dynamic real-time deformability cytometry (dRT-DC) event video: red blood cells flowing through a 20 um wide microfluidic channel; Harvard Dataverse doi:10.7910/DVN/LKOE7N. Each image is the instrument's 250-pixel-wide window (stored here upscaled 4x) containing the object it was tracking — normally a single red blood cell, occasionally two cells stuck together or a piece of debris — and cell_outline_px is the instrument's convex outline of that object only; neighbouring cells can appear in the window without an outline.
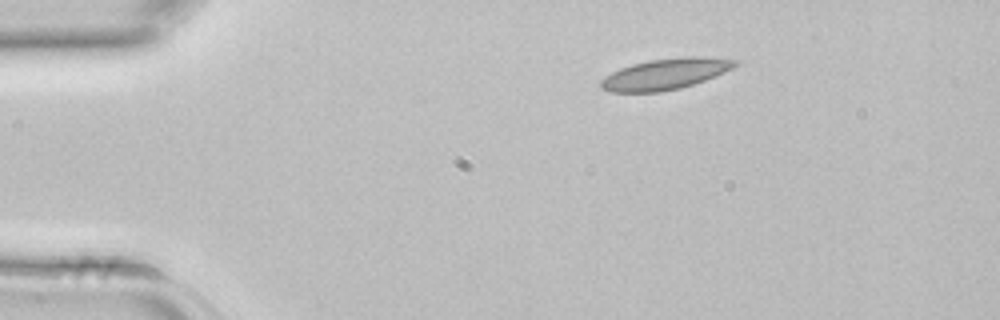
{"species": "common noctule bat (a hibernating species)", "species_latin": "Nyctalus noctula", "temperature_condition": "room temperature", "stored_images_in_passage": 2, "camera_frame_rate_fps": 3000, "um_per_image_px": 0.085, "animal": {"sex": "female", "body_mass_g": 22.7, "forearm_length_mm": 54.2}, "frame": {"image": 1, "passage_image": 1, "time_ms": 0.0, "image_size_px": [1000, 320], "cell_outline_px": [[740, 64], [724, 72], [704, 80], [680, 88], [660, 92], [612, 92], [600, 88], [600, 80], [604, 76], [620, 68], [632, 64], [648, 60], [684, 56], [704, 56], [740, 60]], "centroid_in_image_um": [56.56, 6.28], "position_along_channel_um": 28.4, "area_um2": 24.39}}